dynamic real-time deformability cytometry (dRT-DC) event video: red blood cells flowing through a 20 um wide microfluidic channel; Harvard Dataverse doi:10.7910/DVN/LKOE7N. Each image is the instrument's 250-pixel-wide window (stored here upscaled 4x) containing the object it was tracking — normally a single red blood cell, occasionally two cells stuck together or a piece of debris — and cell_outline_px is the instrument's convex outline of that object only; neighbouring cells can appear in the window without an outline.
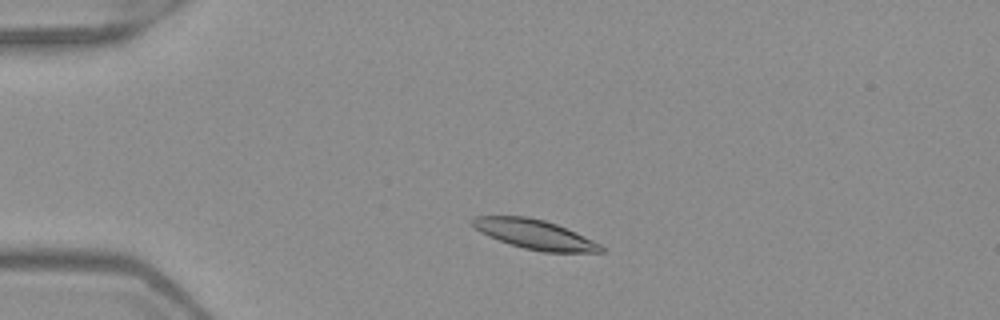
{"species": "Egyptian fruit bat (a non-hibernating species)", "species_latin": "Rousettus aegyptiacus", "temperature_condition": "warm", "stored_images_in_passage": 48, "camera_frame_rate_fps": 3000, "um_per_image_px": 0.085, "frame": {"image": 1, "passage_image": 8, "time_ms": 2.333, "image_size_px": [1000, 320], "cell_outline_px": [[604, 252], [544, 252], [524, 248], [508, 244], [488, 236], [480, 232], [468, 220], [472, 216], [528, 216], [544, 220], [556, 224], [576, 232], [600, 244], [604, 248]], "centroid_in_image_um": [45.41, 19.91], "position_along_channel_um": 39.6, "area_um2": 22.14}}
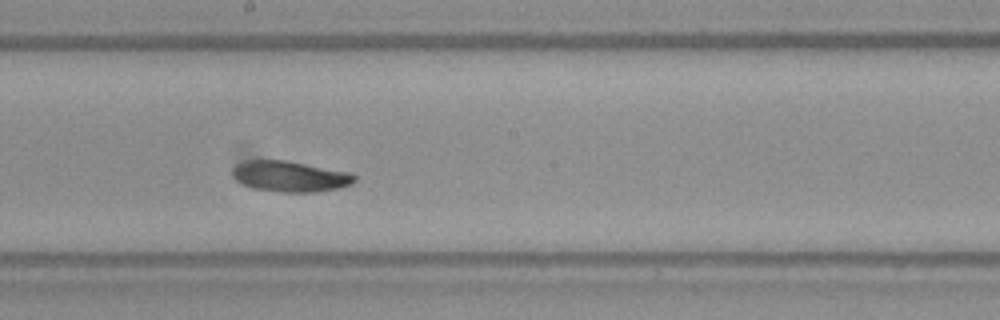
{"frame": {"image": 2, "passage_image": 25, "time_ms": 8.0, "image_size_px": [1000, 320], "cell_outline_px": [[356, 180], [352, 184], [340, 188], [312, 192], [280, 192], [256, 188], [244, 184], [236, 180], [232, 172], [232, 168], [236, 164], [244, 160], [288, 160], [352, 172], [356, 176]], "centroid_in_image_um": [24.7, 14.97], "position_along_channel_um": 223.5, "area_um2": 22.08}}
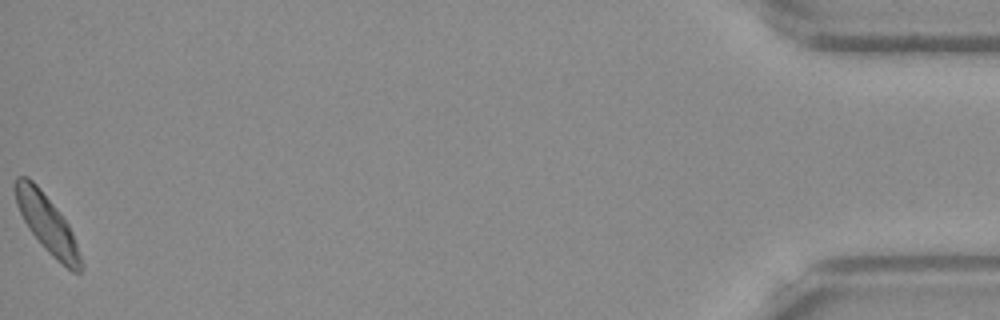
{"frame": {"image": 3, "passage_image": 48, "time_ms": 15.667, "image_size_px": [1000, 320], "cell_outline_px": [[84, 268], [80, 272], [72, 272], [56, 260], [44, 248], [28, 228], [16, 204], [12, 188], [12, 184], [16, 176], [28, 176], [36, 184], [56, 208], [68, 224], [72, 232], [84, 264]], "centroid_in_image_um": [3.98, 19.01], "position_along_channel_um": 431.2, "area_um2": 22.2}, "authors_computed_cell_mechanics": {"area_um2": 21.7328, "velocity_mm_per_s": 3.9243, "shape_relaxation_time_tau1_ms": 2.0967, "shape_relaxation_time_tau2_ms": null, "deformation_change_tau1": 0.0789, "deformation_change_tau2": null}}